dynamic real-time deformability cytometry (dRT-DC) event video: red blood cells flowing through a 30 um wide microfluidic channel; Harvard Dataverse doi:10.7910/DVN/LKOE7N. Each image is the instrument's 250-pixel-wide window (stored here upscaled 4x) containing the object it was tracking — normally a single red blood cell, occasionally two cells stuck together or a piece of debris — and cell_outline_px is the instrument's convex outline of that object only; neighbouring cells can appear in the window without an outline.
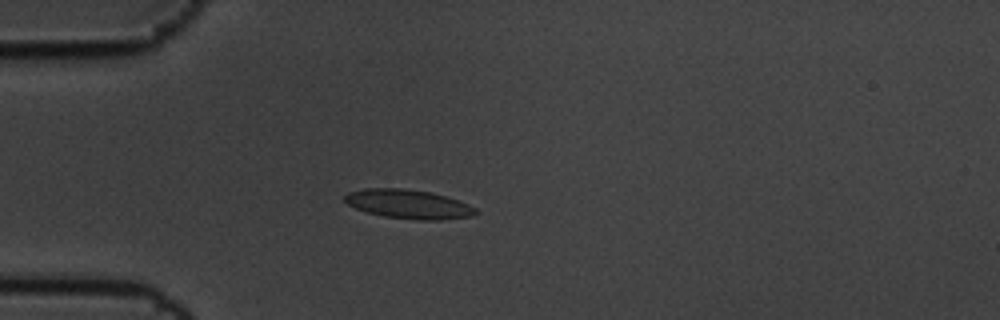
{"species": "common noctule bat (a hibernating species)", "species_latin": "Nyctalus noctula", "temperature_condition": "cold", "stored_images_in_passage": 13, "camera_frame_rate_fps": 3000, "um_per_image_px": 0.085, "animal": {"sex": "male", "body_mass_g": 19.5, "forearm_length_mm": 54.6}, "frame": {"image": 1, "passage_image": 4, "time_ms": 1.0, "image_size_px": [1000, 320], "cell_outline_px": [[480, 212], [472, 216], [440, 220], [416, 220], [384, 216], [368, 212], [356, 208], [348, 204], [344, 200], [344, 196], [348, 192], [364, 188], [400, 188], [432, 192], [468, 204], [476, 208]], "centroid_in_image_um": [34.72, 17.35], "position_along_channel_um": 50.3, "area_um2": 22.14}}
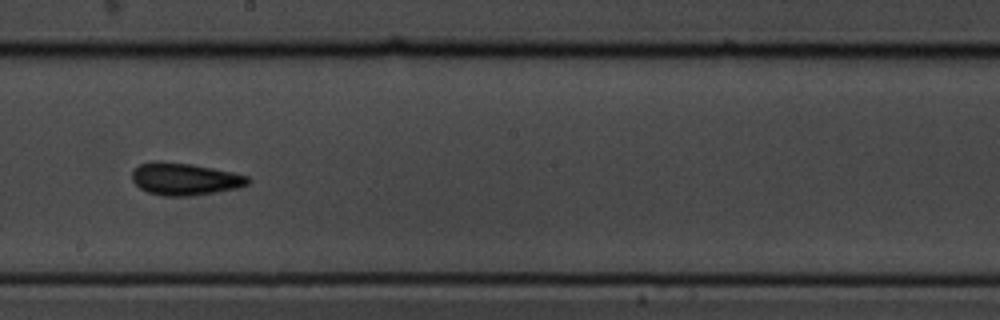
{"frame": {"image": 2, "passage_image": 9, "time_ms": 2.667, "image_size_px": [1000, 320], "cell_outline_px": [[248, 184], [236, 188], [216, 192], [192, 196], [164, 196], [148, 192], [140, 188], [132, 180], [132, 172], [140, 164], [152, 160], [160, 160], [192, 164], [232, 172], [248, 176]], "centroid_in_image_um": [15.66, 15.2], "position_along_channel_um": 232.5, "area_um2": 21.79}}
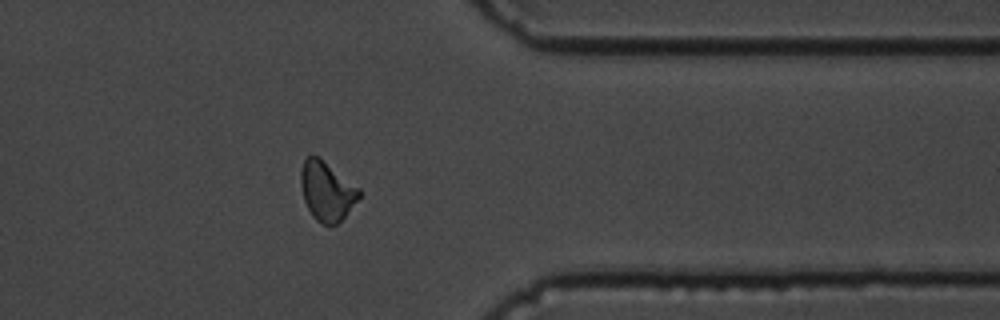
{"frame": {"image": 3, "passage_image": 13, "time_ms": 4.0, "image_size_px": [1000, 320], "cell_outline_px": [[360, 196], [344, 216], [336, 224], [320, 224], [312, 216], [304, 200], [300, 184], [300, 172], [304, 160], [308, 156], [316, 156], [360, 188]], "centroid_in_image_um": [27.75, 16.26], "position_along_channel_um": 383.6, "area_um2": 19.65}}